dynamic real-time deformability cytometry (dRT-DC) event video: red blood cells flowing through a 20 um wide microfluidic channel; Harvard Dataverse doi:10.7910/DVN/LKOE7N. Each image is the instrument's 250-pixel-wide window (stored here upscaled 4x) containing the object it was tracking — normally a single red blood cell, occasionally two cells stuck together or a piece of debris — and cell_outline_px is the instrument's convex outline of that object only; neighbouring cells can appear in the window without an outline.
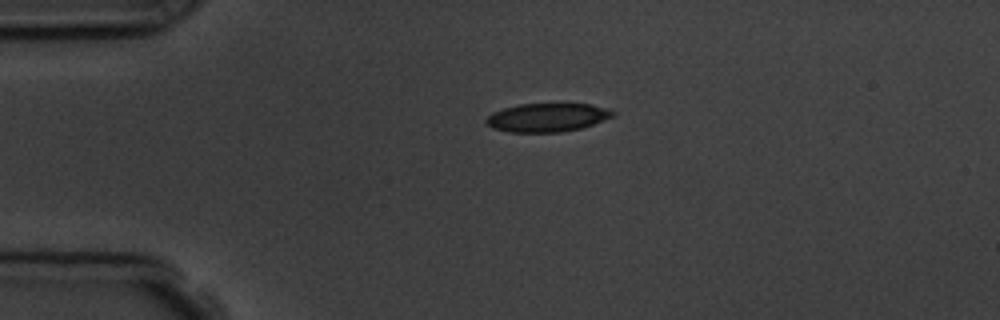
{"species": "common noctule bat (a hibernating species)", "species_latin": "Nyctalus noctula", "temperature_condition": "room temperature", "stored_images_in_passage": 2, "camera_frame_rate_fps": 3000, "um_per_image_px": 0.085, "animal": {"sex": "male", "body_mass_g": 19.5, "forearm_length_mm": 54.6}, "frame": {"image": 1, "passage_image": 1, "time_ms": 0.0, "image_size_px": [1000, 320], "cell_outline_px": [[616, 112], [612, 116], [604, 120], [580, 128], [560, 132], [508, 132], [492, 128], [484, 120], [492, 112], [504, 108], [520, 104], [592, 104]], "centroid_in_image_um": [46.48, 9.99], "position_along_channel_um": 38.5, "area_um2": 20.87}}